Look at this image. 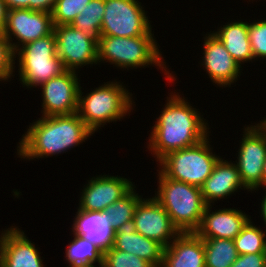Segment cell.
Returning <instances> with one entry per match:
<instances>
[{
    "instance_id": "d4e9b609",
    "label": "cell",
    "mask_w": 266,
    "mask_h": 267,
    "mask_svg": "<svg viewBox=\"0 0 266 267\" xmlns=\"http://www.w3.org/2000/svg\"><path fill=\"white\" fill-rule=\"evenodd\" d=\"M104 14L105 0H91L70 25L98 41Z\"/></svg>"
},
{
    "instance_id": "5b68a950",
    "label": "cell",
    "mask_w": 266,
    "mask_h": 267,
    "mask_svg": "<svg viewBox=\"0 0 266 267\" xmlns=\"http://www.w3.org/2000/svg\"><path fill=\"white\" fill-rule=\"evenodd\" d=\"M81 88L77 113L93 133L100 130L106 123L121 121L131 113L132 106L135 105L132 99L133 94L123 86V82L116 80L104 82L85 96Z\"/></svg>"
},
{
    "instance_id": "4dcf8cb0",
    "label": "cell",
    "mask_w": 266,
    "mask_h": 267,
    "mask_svg": "<svg viewBox=\"0 0 266 267\" xmlns=\"http://www.w3.org/2000/svg\"><path fill=\"white\" fill-rule=\"evenodd\" d=\"M14 53L3 32H0V81H9L15 69Z\"/></svg>"
},
{
    "instance_id": "6da1fadb",
    "label": "cell",
    "mask_w": 266,
    "mask_h": 267,
    "mask_svg": "<svg viewBox=\"0 0 266 267\" xmlns=\"http://www.w3.org/2000/svg\"><path fill=\"white\" fill-rule=\"evenodd\" d=\"M171 93L152 126L147 144L156 162L172 151L196 145L210 134L208 123L200 111L179 93Z\"/></svg>"
},
{
    "instance_id": "1f68e13d",
    "label": "cell",
    "mask_w": 266,
    "mask_h": 267,
    "mask_svg": "<svg viewBox=\"0 0 266 267\" xmlns=\"http://www.w3.org/2000/svg\"><path fill=\"white\" fill-rule=\"evenodd\" d=\"M230 267H266V253L238 255Z\"/></svg>"
},
{
    "instance_id": "2e32d148",
    "label": "cell",
    "mask_w": 266,
    "mask_h": 267,
    "mask_svg": "<svg viewBox=\"0 0 266 267\" xmlns=\"http://www.w3.org/2000/svg\"><path fill=\"white\" fill-rule=\"evenodd\" d=\"M38 248L24 231L11 226L0 235V267H44Z\"/></svg>"
},
{
    "instance_id": "603a6c76",
    "label": "cell",
    "mask_w": 266,
    "mask_h": 267,
    "mask_svg": "<svg viewBox=\"0 0 266 267\" xmlns=\"http://www.w3.org/2000/svg\"><path fill=\"white\" fill-rule=\"evenodd\" d=\"M203 244L206 267H230L238 257L234 240L203 239Z\"/></svg>"
},
{
    "instance_id": "7a4b0ae2",
    "label": "cell",
    "mask_w": 266,
    "mask_h": 267,
    "mask_svg": "<svg viewBox=\"0 0 266 267\" xmlns=\"http://www.w3.org/2000/svg\"><path fill=\"white\" fill-rule=\"evenodd\" d=\"M28 127L17 146V155L24 160L66 153L94 134L77 112L70 115L41 116Z\"/></svg>"
},
{
    "instance_id": "cb8c5ba5",
    "label": "cell",
    "mask_w": 266,
    "mask_h": 267,
    "mask_svg": "<svg viewBox=\"0 0 266 267\" xmlns=\"http://www.w3.org/2000/svg\"><path fill=\"white\" fill-rule=\"evenodd\" d=\"M74 239L68 244L64 256L73 265H96L103 266V252L84 237L73 234Z\"/></svg>"
},
{
    "instance_id": "52a82bcc",
    "label": "cell",
    "mask_w": 266,
    "mask_h": 267,
    "mask_svg": "<svg viewBox=\"0 0 266 267\" xmlns=\"http://www.w3.org/2000/svg\"><path fill=\"white\" fill-rule=\"evenodd\" d=\"M16 57L19 62L20 83L29 89L40 86L66 71L63 62L56 54L54 32L21 46L14 53V60Z\"/></svg>"
},
{
    "instance_id": "83f0119b",
    "label": "cell",
    "mask_w": 266,
    "mask_h": 267,
    "mask_svg": "<svg viewBox=\"0 0 266 267\" xmlns=\"http://www.w3.org/2000/svg\"><path fill=\"white\" fill-rule=\"evenodd\" d=\"M91 0H57L52 11L54 26L70 25Z\"/></svg>"
},
{
    "instance_id": "9c48e42d",
    "label": "cell",
    "mask_w": 266,
    "mask_h": 267,
    "mask_svg": "<svg viewBox=\"0 0 266 267\" xmlns=\"http://www.w3.org/2000/svg\"><path fill=\"white\" fill-rule=\"evenodd\" d=\"M255 125L244 126V134L235 164L240 178L248 191L262 187V170L266 159V118Z\"/></svg>"
},
{
    "instance_id": "30bf717a",
    "label": "cell",
    "mask_w": 266,
    "mask_h": 267,
    "mask_svg": "<svg viewBox=\"0 0 266 267\" xmlns=\"http://www.w3.org/2000/svg\"><path fill=\"white\" fill-rule=\"evenodd\" d=\"M56 54L66 70L98 64V41L71 25L54 26Z\"/></svg>"
},
{
    "instance_id": "d6986e66",
    "label": "cell",
    "mask_w": 266,
    "mask_h": 267,
    "mask_svg": "<svg viewBox=\"0 0 266 267\" xmlns=\"http://www.w3.org/2000/svg\"><path fill=\"white\" fill-rule=\"evenodd\" d=\"M72 231V234L84 237L103 253L114 244L115 230L104 211H85L78 208Z\"/></svg>"
},
{
    "instance_id": "f546056e",
    "label": "cell",
    "mask_w": 266,
    "mask_h": 267,
    "mask_svg": "<svg viewBox=\"0 0 266 267\" xmlns=\"http://www.w3.org/2000/svg\"><path fill=\"white\" fill-rule=\"evenodd\" d=\"M248 35L255 60H266V20L248 23Z\"/></svg>"
},
{
    "instance_id": "d6a6232c",
    "label": "cell",
    "mask_w": 266,
    "mask_h": 267,
    "mask_svg": "<svg viewBox=\"0 0 266 267\" xmlns=\"http://www.w3.org/2000/svg\"><path fill=\"white\" fill-rule=\"evenodd\" d=\"M57 0H30V10L52 13Z\"/></svg>"
},
{
    "instance_id": "9a60e30c",
    "label": "cell",
    "mask_w": 266,
    "mask_h": 267,
    "mask_svg": "<svg viewBox=\"0 0 266 267\" xmlns=\"http://www.w3.org/2000/svg\"><path fill=\"white\" fill-rule=\"evenodd\" d=\"M203 57L200 63L209 78L219 87H231L241 76L242 66L227 52L223 43L213 33L204 37Z\"/></svg>"
},
{
    "instance_id": "8d00e7d4",
    "label": "cell",
    "mask_w": 266,
    "mask_h": 267,
    "mask_svg": "<svg viewBox=\"0 0 266 267\" xmlns=\"http://www.w3.org/2000/svg\"><path fill=\"white\" fill-rule=\"evenodd\" d=\"M262 187H266V159L264 161L263 170H262Z\"/></svg>"
},
{
    "instance_id": "4fadbf2b",
    "label": "cell",
    "mask_w": 266,
    "mask_h": 267,
    "mask_svg": "<svg viewBox=\"0 0 266 267\" xmlns=\"http://www.w3.org/2000/svg\"><path fill=\"white\" fill-rule=\"evenodd\" d=\"M133 220L136 231L167 247L179 234L167 211L154 198H142L135 207Z\"/></svg>"
},
{
    "instance_id": "7c38bea8",
    "label": "cell",
    "mask_w": 266,
    "mask_h": 267,
    "mask_svg": "<svg viewBox=\"0 0 266 267\" xmlns=\"http://www.w3.org/2000/svg\"><path fill=\"white\" fill-rule=\"evenodd\" d=\"M80 78L72 70L41 84L42 116L70 115L78 111ZM79 80V81H78Z\"/></svg>"
},
{
    "instance_id": "8992f818",
    "label": "cell",
    "mask_w": 266,
    "mask_h": 267,
    "mask_svg": "<svg viewBox=\"0 0 266 267\" xmlns=\"http://www.w3.org/2000/svg\"><path fill=\"white\" fill-rule=\"evenodd\" d=\"M209 140L208 136L194 146L168 153L158 162L159 170L167 178L200 188L221 158L212 152Z\"/></svg>"
},
{
    "instance_id": "ba28073f",
    "label": "cell",
    "mask_w": 266,
    "mask_h": 267,
    "mask_svg": "<svg viewBox=\"0 0 266 267\" xmlns=\"http://www.w3.org/2000/svg\"><path fill=\"white\" fill-rule=\"evenodd\" d=\"M138 0H105L101 36L137 37L152 34L147 12Z\"/></svg>"
},
{
    "instance_id": "e575fe53",
    "label": "cell",
    "mask_w": 266,
    "mask_h": 267,
    "mask_svg": "<svg viewBox=\"0 0 266 267\" xmlns=\"http://www.w3.org/2000/svg\"><path fill=\"white\" fill-rule=\"evenodd\" d=\"M7 8L4 0H0V32H3L6 24Z\"/></svg>"
},
{
    "instance_id": "5bb4252c",
    "label": "cell",
    "mask_w": 266,
    "mask_h": 267,
    "mask_svg": "<svg viewBox=\"0 0 266 267\" xmlns=\"http://www.w3.org/2000/svg\"><path fill=\"white\" fill-rule=\"evenodd\" d=\"M81 192L79 209L103 212L107 207L125 196L134 182L120 176L99 175L87 180Z\"/></svg>"
},
{
    "instance_id": "7402d4cb",
    "label": "cell",
    "mask_w": 266,
    "mask_h": 267,
    "mask_svg": "<svg viewBox=\"0 0 266 267\" xmlns=\"http://www.w3.org/2000/svg\"><path fill=\"white\" fill-rule=\"evenodd\" d=\"M212 33L220 39L227 52L240 65L254 60L248 35V22L241 20L227 22Z\"/></svg>"
},
{
    "instance_id": "484cf974",
    "label": "cell",
    "mask_w": 266,
    "mask_h": 267,
    "mask_svg": "<svg viewBox=\"0 0 266 267\" xmlns=\"http://www.w3.org/2000/svg\"><path fill=\"white\" fill-rule=\"evenodd\" d=\"M249 220L241 232L234 238L238 255L266 253V229L253 225Z\"/></svg>"
},
{
    "instance_id": "4316f807",
    "label": "cell",
    "mask_w": 266,
    "mask_h": 267,
    "mask_svg": "<svg viewBox=\"0 0 266 267\" xmlns=\"http://www.w3.org/2000/svg\"><path fill=\"white\" fill-rule=\"evenodd\" d=\"M135 188L134 186L125 196L105 209L104 212L107 213L114 230L125 222L133 220L135 207L143 198L136 193Z\"/></svg>"
},
{
    "instance_id": "ffe728a7",
    "label": "cell",
    "mask_w": 266,
    "mask_h": 267,
    "mask_svg": "<svg viewBox=\"0 0 266 267\" xmlns=\"http://www.w3.org/2000/svg\"><path fill=\"white\" fill-rule=\"evenodd\" d=\"M248 190L241 181L234 161L218 160L211 175L201 185L200 190L207 205L234 194L238 190Z\"/></svg>"
},
{
    "instance_id": "836d02e7",
    "label": "cell",
    "mask_w": 266,
    "mask_h": 267,
    "mask_svg": "<svg viewBox=\"0 0 266 267\" xmlns=\"http://www.w3.org/2000/svg\"><path fill=\"white\" fill-rule=\"evenodd\" d=\"M7 10L30 9V0H4Z\"/></svg>"
},
{
    "instance_id": "74e56055",
    "label": "cell",
    "mask_w": 266,
    "mask_h": 267,
    "mask_svg": "<svg viewBox=\"0 0 266 267\" xmlns=\"http://www.w3.org/2000/svg\"><path fill=\"white\" fill-rule=\"evenodd\" d=\"M68 267H102V266H97V265H73V266H68Z\"/></svg>"
},
{
    "instance_id": "8fae6325",
    "label": "cell",
    "mask_w": 266,
    "mask_h": 267,
    "mask_svg": "<svg viewBox=\"0 0 266 267\" xmlns=\"http://www.w3.org/2000/svg\"><path fill=\"white\" fill-rule=\"evenodd\" d=\"M54 32L52 13L30 9L7 10L6 24L3 30L15 53L21 45L33 42ZM13 36V38H12ZM16 38L17 42H13Z\"/></svg>"
},
{
    "instance_id": "3957f363",
    "label": "cell",
    "mask_w": 266,
    "mask_h": 267,
    "mask_svg": "<svg viewBox=\"0 0 266 267\" xmlns=\"http://www.w3.org/2000/svg\"><path fill=\"white\" fill-rule=\"evenodd\" d=\"M154 35L137 37L100 36L98 39L97 61L109 62L118 68H131L133 70L150 66H158L165 73L167 81L172 82L177 78L174 72L170 73L160 47ZM107 60V61H106ZM164 69V70H163Z\"/></svg>"
},
{
    "instance_id": "e0dca14e",
    "label": "cell",
    "mask_w": 266,
    "mask_h": 267,
    "mask_svg": "<svg viewBox=\"0 0 266 267\" xmlns=\"http://www.w3.org/2000/svg\"><path fill=\"white\" fill-rule=\"evenodd\" d=\"M212 206H206L201 225L196 233L202 239L226 238L234 240L250 220V217L242 210L234 208H219L213 212Z\"/></svg>"
},
{
    "instance_id": "f1b7e54d",
    "label": "cell",
    "mask_w": 266,
    "mask_h": 267,
    "mask_svg": "<svg viewBox=\"0 0 266 267\" xmlns=\"http://www.w3.org/2000/svg\"><path fill=\"white\" fill-rule=\"evenodd\" d=\"M102 267H154L150 262L113 246L103 253Z\"/></svg>"
},
{
    "instance_id": "44dd1931",
    "label": "cell",
    "mask_w": 266,
    "mask_h": 267,
    "mask_svg": "<svg viewBox=\"0 0 266 267\" xmlns=\"http://www.w3.org/2000/svg\"><path fill=\"white\" fill-rule=\"evenodd\" d=\"M161 267H206L203 239L196 232L180 233L165 247Z\"/></svg>"
},
{
    "instance_id": "277c9868",
    "label": "cell",
    "mask_w": 266,
    "mask_h": 267,
    "mask_svg": "<svg viewBox=\"0 0 266 267\" xmlns=\"http://www.w3.org/2000/svg\"><path fill=\"white\" fill-rule=\"evenodd\" d=\"M158 172V190L153 196L167 211L180 233L196 232L207 206L199 187L167 178Z\"/></svg>"
},
{
    "instance_id": "d590c367",
    "label": "cell",
    "mask_w": 266,
    "mask_h": 267,
    "mask_svg": "<svg viewBox=\"0 0 266 267\" xmlns=\"http://www.w3.org/2000/svg\"><path fill=\"white\" fill-rule=\"evenodd\" d=\"M264 189H265V196H263V198H262V202H260L261 203V207H259V208H261L260 210V212H261V217L263 218V221H264V225H266V187H264ZM266 227V226H265Z\"/></svg>"
},
{
    "instance_id": "ac0fdd59",
    "label": "cell",
    "mask_w": 266,
    "mask_h": 267,
    "mask_svg": "<svg viewBox=\"0 0 266 267\" xmlns=\"http://www.w3.org/2000/svg\"><path fill=\"white\" fill-rule=\"evenodd\" d=\"M113 247L136 255L154 267H161L165 247L159 242L146 238L136 231L134 220L125 222L115 230Z\"/></svg>"
}]
</instances>
